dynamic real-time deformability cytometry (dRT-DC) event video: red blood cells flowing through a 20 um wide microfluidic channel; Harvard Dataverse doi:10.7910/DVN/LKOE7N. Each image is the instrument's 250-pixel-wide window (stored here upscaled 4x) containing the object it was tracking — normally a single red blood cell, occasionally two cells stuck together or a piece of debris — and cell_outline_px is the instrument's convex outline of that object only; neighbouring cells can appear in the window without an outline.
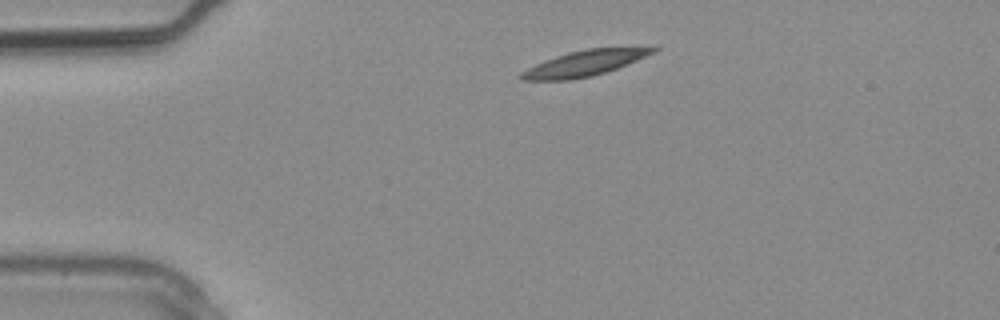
{"species": "common noctule bat (a hibernating species)", "species_latin": "Nyctalus noctula", "temperature_condition": "warm", "stored_images_in_passage": 1, "camera_frame_rate_fps": 3000, "um_per_image_px": 0.085, "animal": {"sex": "male", "body_mass_g": 20.4}, "frame": {"image": 1, "passage_image": 1, "time_ms": 0.0, "image_size_px": [1000, 320], "cell_outline_px": [[660, 48], [656, 52], [628, 64], [592, 76], [572, 80], [520, 80], [516, 76], [520, 72], [544, 60], [568, 52], [588, 48], [652, 44], [656, 44]], "centroid_in_image_um": [49.84, 5.32], "position_along_channel_um": 35.2, "area_um2": 20.58}}